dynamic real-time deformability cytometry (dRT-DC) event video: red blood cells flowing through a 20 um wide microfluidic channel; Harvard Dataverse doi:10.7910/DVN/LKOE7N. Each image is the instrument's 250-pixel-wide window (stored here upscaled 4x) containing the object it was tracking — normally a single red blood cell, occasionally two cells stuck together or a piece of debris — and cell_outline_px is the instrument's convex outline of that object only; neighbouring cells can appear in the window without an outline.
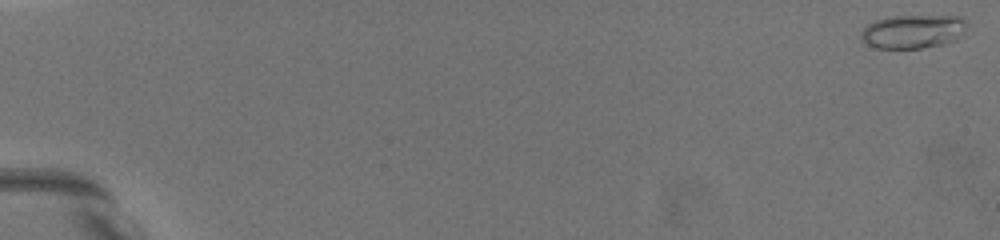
{"species": "common noctule bat (a hibernating species)", "species_latin": "Nyctalus noctula", "temperature_condition": "warm", "stored_images_in_passage": 43, "camera_frame_rate_fps": 3000, "um_per_image_px": 0.085, "animal": {"sex": "female", "body_mass_g": 19.5, "forearm_length_mm": 54.1}, "frame": {"image": 1, "passage_image": 1, "time_ms": 0.0, "image_size_px": [1000, 240], "cell_outline_px": [[968, 24], [948, 40], [940, 44], [920, 48], [876, 48], [868, 44], [860, 36], [860, 32], [868, 24], [876, 20], [888, 16], [964, 16]], "centroid_in_image_um": [77.51, 2.65], "position_along_channel_um": 7.5, "area_um2": 20.11}}
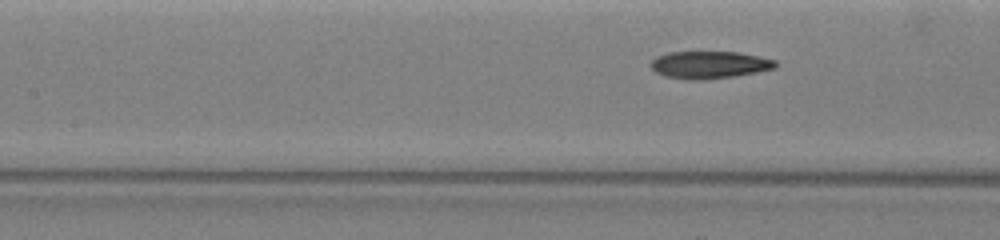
{"frame": {"image": 2, "passage_image": 25, "time_ms": 9.333, "image_size_px": [1000, 240], "cell_outline_px": [[776, 64], [772, 68], [732, 76], [704, 80], [696, 80], [668, 76], [656, 72], [652, 68], [652, 60], [656, 56], [668, 52], [740, 52], [776, 60]], "centroid_in_image_um": [60.27, 5.49], "position_along_channel_um": 147.1, "area_um2": 19.36}}
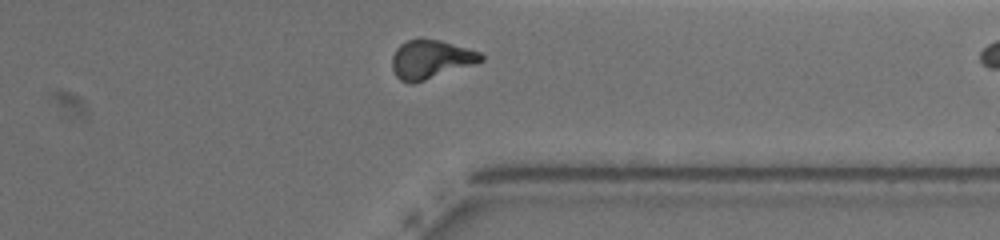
{"frame": {"image": 3, "passage_image": 42, "time_ms": 15.667, "image_size_px": [1000, 240], "cell_outline_px": [[484, 60], [412, 84], [400, 80], [396, 76], [392, 68], [392, 56], [396, 48], [400, 44], [408, 40], [440, 40], [468, 48], [480, 52], [484, 56]], "centroid_in_image_um": [36.58, 5.04], "position_along_channel_um": 374.8, "area_um2": 19.59}}